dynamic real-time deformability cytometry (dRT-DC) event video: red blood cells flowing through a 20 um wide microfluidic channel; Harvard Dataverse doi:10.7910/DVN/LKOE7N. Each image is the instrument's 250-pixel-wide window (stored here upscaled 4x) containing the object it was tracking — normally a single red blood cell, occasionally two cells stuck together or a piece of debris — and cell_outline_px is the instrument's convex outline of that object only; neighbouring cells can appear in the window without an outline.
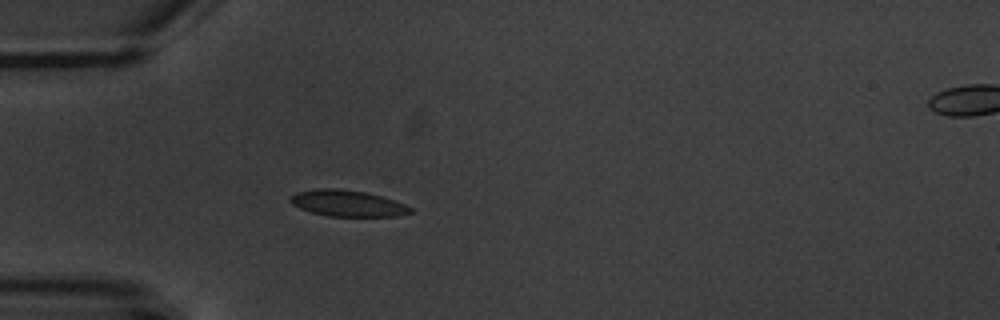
{"species": "common noctule bat (a hibernating species)", "species_latin": "Nyctalus noctula", "temperature_condition": "warm", "stored_images_in_passage": 5, "camera_frame_rate_fps": 3000, "um_per_image_px": 0.085, "animal": {"sex": "male", "body_mass_g": 20.1, "forearm_length_mm": 53.5}, "frame": {"image": 1, "passage_image": 4, "time_ms": 4.333, "image_size_px": [1000, 320], "cell_outline_px": [[412, 212], [396, 216], [328, 216], [312, 212], [300, 208], [292, 204], [288, 200], [296, 192], [316, 188], [336, 188], [364, 192], [380, 196], [404, 204], [412, 208]], "centroid_in_image_um": [29.5, 17.28], "position_along_channel_um": 55.5, "area_um2": 18.15}}